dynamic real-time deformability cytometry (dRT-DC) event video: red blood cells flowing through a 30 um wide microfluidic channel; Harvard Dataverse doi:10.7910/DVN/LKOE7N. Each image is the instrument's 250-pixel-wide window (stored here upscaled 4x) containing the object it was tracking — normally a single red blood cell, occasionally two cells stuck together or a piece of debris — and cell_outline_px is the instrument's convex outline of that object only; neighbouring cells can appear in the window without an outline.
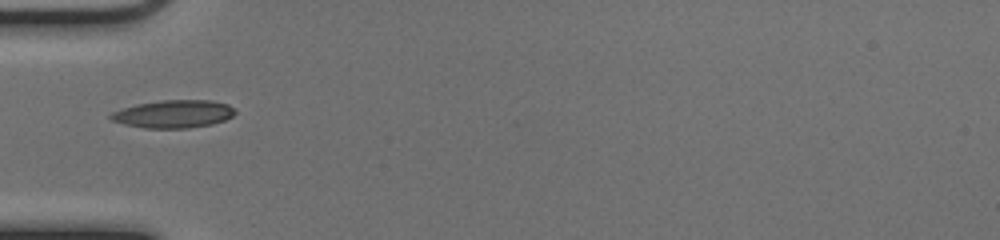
{"species": "common noctule bat (a hibernating species)", "species_latin": "Nyctalus noctula", "temperature_condition": "cold", "stored_images_in_passage": 35, "camera_frame_rate_fps": 3000, "um_per_image_px": 0.085, "animal": {"sex": "female", "body_mass_g": 17.0, "forearm_length_mm": 48.0}, "frame": {"image": 1, "passage_image": 1, "time_ms": 0.0, "image_size_px": [1000, 240], "cell_outline_px": [[236, 112], [232, 116], [224, 120], [212, 124], [188, 128], [144, 128], [124, 124], [112, 120], [108, 116], [112, 112], [136, 104], [160, 100], [212, 100], [228, 104]], "centroid_in_image_um": [14.75, 9.68], "position_along_channel_um": 70.3, "area_um2": 20.11}}
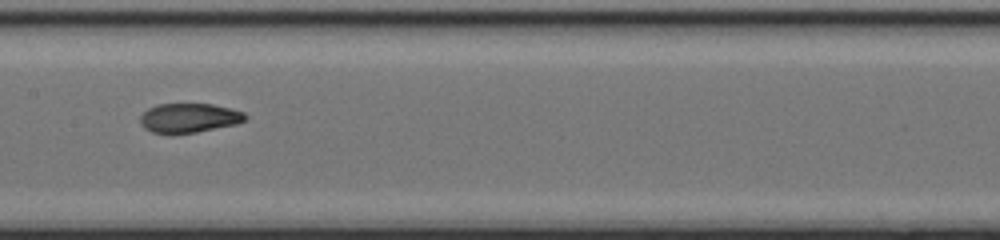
{"frame": {"image": 2, "passage_image": 10, "time_ms": 3.0, "image_size_px": [1000, 240], "cell_outline_px": [[248, 120], [236, 124], [196, 132], [168, 136], [152, 132], [144, 128], [140, 124], [140, 116], [148, 108], [156, 104], [212, 104], [232, 108], [244, 112], [248, 116]], "centroid_in_image_um": [16.06, 10.05], "position_along_channel_um": 191.3, "area_um2": 18.5}}
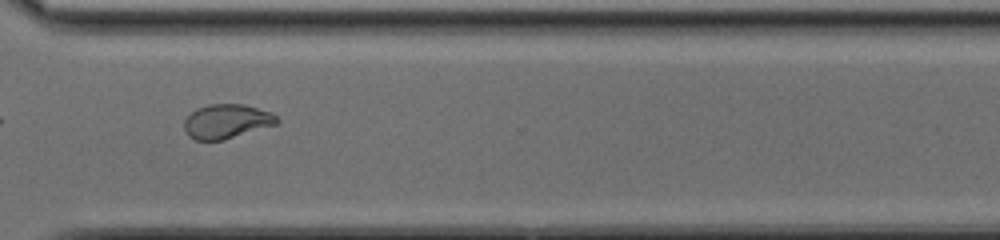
{"frame": {"image": 3, "passage_image": 22, "time_ms": 7.0, "image_size_px": [1000, 240], "cell_outline_px": [[280, 120], [276, 124], [224, 140], [196, 140], [188, 136], [184, 128], [184, 120], [196, 108], [208, 104], [244, 104], [272, 112]], "centroid_in_image_um": [19.26, 10.31], "position_along_channel_um": 351.3, "area_um2": 18.55}, "authors_computed_cell_mechanics": {"area_um2": 18.9006, "velocity_mm_per_s": 4.0137, "shape_relaxation_time_tau1_ms": null, "shape_relaxation_time_tau2_ms": 1.4147, "deformation_change_tau1": null, "deformation_change_tau2": 0.0672}}